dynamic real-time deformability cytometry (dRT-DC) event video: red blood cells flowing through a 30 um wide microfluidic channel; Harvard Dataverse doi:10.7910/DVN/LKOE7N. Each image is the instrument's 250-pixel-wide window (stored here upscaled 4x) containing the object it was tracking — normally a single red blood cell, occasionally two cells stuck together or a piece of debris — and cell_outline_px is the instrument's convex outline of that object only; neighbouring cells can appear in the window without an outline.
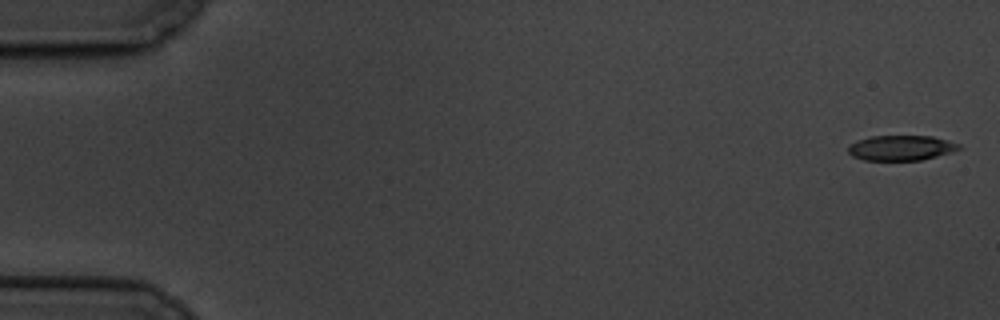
{"species": "common noctule bat (a hibernating species)", "species_latin": "Nyctalus noctula", "temperature_condition": "cold", "stored_images_in_passage": 6, "camera_frame_rate_fps": 3000, "um_per_image_px": 0.085, "animal": {"sex": "male", "body_mass_g": 19.5, "forearm_length_mm": 54.6}, "frame": {"image": 1, "passage_image": 1, "time_ms": 0.0, "image_size_px": [1000, 320], "cell_outline_px": [[964, 148], [936, 156], [920, 160], [864, 160], [852, 156], [848, 152], [848, 144], [856, 140], [872, 136], [932, 136], [948, 140], [960, 144]], "centroid_in_image_um": [76.58, 12.56], "position_along_channel_um": 8.4, "area_um2": 16.3}}
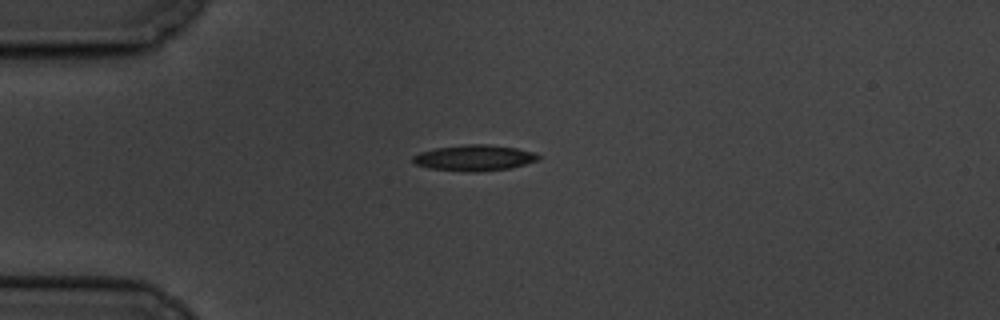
{"frame": {"image": 2, "passage_image": 5, "time_ms": 4.667, "image_size_px": [1000, 320], "cell_outline_px": [[540, 160], [512, 168], [476, 172], [464, 172], [428, 168], [416, 164], [412, 160], [412, 156], [420, 152], [436, 148], [464, 144], [488, 144], [516, 148], [536, 152], [540, 156]], "centroid_in_image_um": [40.35, 13.42], "position_along_channel_um": 44.7, "area_um2": 19.19}}